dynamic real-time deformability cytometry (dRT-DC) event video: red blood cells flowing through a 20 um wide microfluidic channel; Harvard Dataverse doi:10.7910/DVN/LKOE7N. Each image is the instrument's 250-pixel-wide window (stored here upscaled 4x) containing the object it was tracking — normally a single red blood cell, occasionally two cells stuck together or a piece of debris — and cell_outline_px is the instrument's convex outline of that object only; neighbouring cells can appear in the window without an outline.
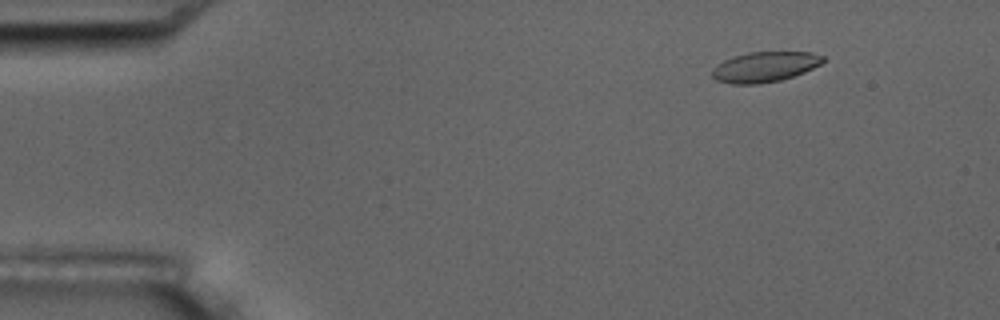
{"species": "common noctule bat (a hibernating species)", "species_latin": "Nyctalus noctula", "temperature_condition": "room temperature", "stored_images_in_passage": 4, "camera_frame_rate_fps": 3000, "um_per_image_px": 0.085, "animal": {"sex": "male", "body_mass_g": 17.5, "forearm_length_mm": 52.3}, "frame": {"image": 1, "passage_image": 1, "time_ms": 0.0, "image_size_px": [1000, 320], "cell_outline_px": [[824, 60], [820, 64], [804, 72], [780, 80], [760, 84], [728, 84], [716, 80], [712, 76], [712, 68], [724, 60], [748, 52], [812, 52], [824, 56]], "centroid_in_image_um": [64.98, 5.69], "position_along_channel_um": 20.0, "area_um2": 19.48}}
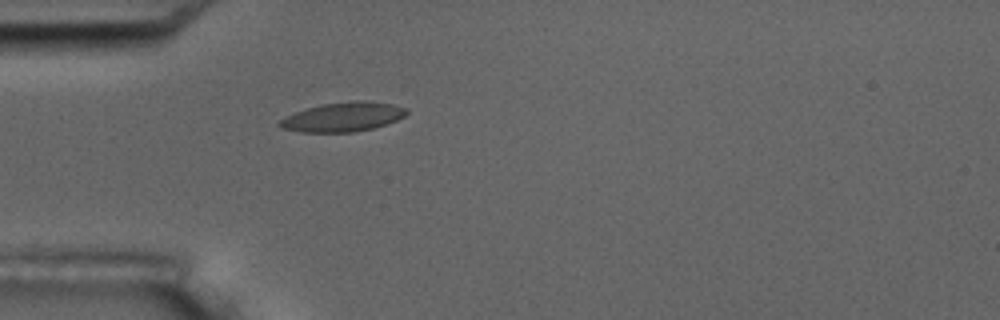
{"frame": {"image": 2, "passage_image": 4, "time_ms": 3.333, "image_size_px": [1000, 320], "cell_outline_px": [[408, 112], [404, 116], [396, 120], [372, 128], [352, 132], [300, 132], [280, 128], [276, 124], [280, 120], [296, 112], [308, 108], [324, 104], [356, 100], [364, 100], [392, 104], [408, 108]], "centroid_in_image_um": [29.15, 9.94], "position_along_channel_um": 55.8, "area_um2": 21.44}}